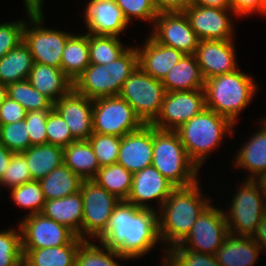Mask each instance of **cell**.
I'll return each mask as SVG.
<instances>
[{
	"label": "cell",
	"instance_id": "6",
	"mask_svg": "<svg viewBox=\"0 0 266 266\" xmlns=\"http://www.w3.org/2000/svg\"><path fill=\"white\" fill-rule=\"evenodd\" d=\"M151 165L176 187L191 186L200 180V170L188 157L176 131L159 130L153 126Z\"/></svg>",
	"mask_w": 266,
	"mask_h": 266
},
{
	"label": "cell",
	"instance_id": "12",
	"mask_svg": "<svg viewBox=\"0 0 266 266\" xmlns=\"http://www.w3.org/2000/svg\"><path fill=\"white\" fill-rule=\"evenodd\" d=\"M228 234L224 210L210 204L180 244L193 252L215 255Z\"/></svg>",
	"mask_w": 266,
	"mask_h": 266
},
{
	"label": "cell",
	"instance_id": "26",
	"mask_svg": "<svg viewBox=\"0 0 266 266\" xmlns=\"http://www.w3.org/2000/svg\"><path fill=\"white\" fill-rule=\"evenodd\" d=\"M166 92L204 89L205 79L195 54H185L162 80Z\"/></svg>",
	"mask_w": 266,
	"mask_h": 266
},
{
	"label": "cell",
	"instance_id": "48",
	"mask_svg": "<svg viewBox=\"0 0 266 266\" xmlns=\"http://www.w3.org/2000/svg\"><path fill=\"white\" fill-rule=\"evenodd\" d=\"M27 112L22 105L7 96L0 104V125L24 120Z\"/></svg>",
	"mask_w": 266,
	"mask_h": 266
},
{
	"label": "cell",
	"instance_id": "35",
	"mask_svg": "<svg viewBox=\"0 0 266 266\" xmlns=\"http://www.w3.org/2000/svg\"><path fill=\"white\" fill-rule=\"evenodd\" d=\"M96 245L91 240H83L75 256V266H121L116 260H127L114 249L102 243Z\"/></svg>",
	"mask_w": 266,
	"mask_h": 266
},
{
	"label": "cell",
	"instance_id": "14",
	"mask_svg": "<svg viewBox=\"0 0 266 266\" xmlns=\"http://www.w3.org/2000/svg\"><path fill=\"white\" fill-rule=\"evenodd\" d=\"M22 249L56 247L70 243L77 235L65 225L42 213L21 218Z\"/></svg>",
	"mask_w": 266,
	"mask_h": 266
},
{
	"label": "cell",
	"instance_id": "53",
	"mask_svg": "<svg viewBox=\"0 0 266 266\" xmlns=\"http://www.w3.org/2000/svg\"><path fill=\"white\" fill-rule=\"evenodd\" d=\"M193 5L215 7L220 9H231L230 0H190Z\"/></svg>",
	"mask_w": 266,
	"mask_h": 266
},
{
	"label": "cell",
	"instance_id": "4",
	"mask_svg": "<svg viewBox=\"0 0 266 266\" xmlns=\"http://www.w3.org/2000/svg\"><path fill=\"white\" fill-rule=\"evenodd\" d=\"M234 126L227 118L206 107L175 131L188 157L200 170L211 152L220 148L225 135L234 136Z\"/></svg>",
	"mask_w": 266,
	"mask_h": 266
},
{
	"label": "cell",
	"instance_id": "57",
	"mask_svg": "<svg viewBox=\"0 0 266 266\" xmlns=\"http://www.w3.org/2000/svg\"><path fill=\"white\" fill-rule=\"evenodd\" d=\"M261 4L266 8V0H260Z\"/></svg>",
	"mask_w": 266,
	"mask_h": 266
},
{
	"label": "cell",
	"instance_id": "3",
	"mask_svg": "<svg viewBox=\"0 0 266 266\" xmlns=\"http://www.w3.org/2000/svg\"><path fill=\"white\" fill-rule=\"evenodd\" d=\"M259 87L253 77L237 70L205 80L206 107L237 125L240 113L252 102Z\"/></svg>",
	"mask_w": 266,
	"mask_h": 266
},
{
	"label": "cell",
	"instance_id": "16",
	"mask_svg": "<svg viewBox=\"0 0 266 266\" xmlns=\"http://www.w3.org/2000/svg\"><path fill=\"white\" fill-rule=\"evenodd\" d=\"M149 34L156 42L173 47L184 54H195L199 38L185 13H160Z\"/></svg>",
	"mask_w": 266,
	"mask_h": 266
},
{
	"label": "cell",
	"instance_id": "8",
	"mask_svg": "<svg viewBox=\"0 0 266 266\" xmlns=\"http://www.w3.org/2000/svg\"><path fill=\"white\" fill-rule=\"evenodd\" d=\"M165 88L139 66L124 81L119 96L132 108L143 124H152L160 114Z\"/></svg>",
	"mask_w": 266,
	"mask_h": 266
},
{
	"label": "cell",
	"instance_id": "9",
	"mask_svg": "<svg viewBox=\"0 0 266 266\" xmlns=\"http://www.w3.org/2000/svg\"><path fill=\"white\" fill-rule=\"evenodd\" d=\"M26 15L28 19L23 29V41L28 46L33 61L61 68V56L72 33L45 27V15Z\"/></svg>",
	"mask_w": 266,
	"mask_h": 266
},
{
	"label": "cell",
	"instance_id": "15",
	"mask_svg": "<svg viewBox=\"0 0 266 266\" xmlns=\"http://www.w3.org/2000/svg\"><path fill=\"white\" fill-rule=\"evenodd\" d=\"M184 13L200 41L234 40L233 35L236 28L234 27L233 17L235 13L231 9L190 4Z\"/></svg>",
	"mask_w": 266,
	"mask_h": 266
},
{
	"label": "cell",
	"instance_id": "32",
	"mask_svg": "<svg viewBox=\"0 0 266 266\" xmlns=\"http://www.w3.org/2000/svg\"><path fill=\"white\" fill-rule=\"evenodd\" d=\"M33 63L28 46L20 42L0 59V82L9 85L28 79Z\"/></svg>",
	"mask_w": 266,
	"mask_h": 266
},
{
	"label": "cell",
	"instance_id": "46",
	"mask_svg": "<svg viewBox=\"0 0 266 266\" xmlns=\"http://www.w3.org/2000/svg\"><path fill=\"white\" fill-rule=\"evenodd\" d=\"M26 20L0 23V59L23 41Z\"/></svg>",
	"mask_w": 266,
	"mask_h": 266
},
{
	"label": "cell",
	"instance_id": "40",
	"mask_svg": "<svg viewBox=\"0 0 266 266\" xmlns=\"http://www.w3.org/2000/svg\"><path fill=\"white\" fill-rule=\"evenodd\" d=\"M165 266H220L215 255L193 252L181 244L166 251Z\"/></svg>",
	"mask_w": 266,
	"mask_h": 266
},
{
	"label": "cell",
	"instance_id": "10",
	"mask_svg": "<svg viewBox=\"0 0 266 266\" xmlns=\"http://www.w3.org/2000/svg\"><path fill=\"white\" fill-rule=\"evenodd\" d=\"M80 192L83 199L81 239L94 242L106 229L120 200L93 180H83Z\"/></svg>",
	"mask_w": 266,
	"mask_h": 266
},
{
	"label": "cell",
	"instance_id": "24",
	"mask_svg": "<svg viewBox=\"0 0 266 266\" xmlns=\"http://www.w3.org/2000/svg\"><path fill=\"white\" fill-rule=\"evenodd\" d=\"M261 251L252 237L229 233L215 257L220 266H254L260 259Z\"/></svg>",
	"mask_w": 266,
	"mask_h": 266
},
{
	"label": "cell",
	"instance_id": "52",
	"mask_svg": "<svg viewBox=\"0 0 266 266\" xmlns=\"http://www.w3.org/2000/svg\"><path fill=\"white\" fill-rule=\"evenodd\" d=\"M26 13L30 15H44V0H23Z\"/></svg>",
	"mask_w": 266,
	"mask_h": 266
},
{
	"label": "cell",
	"instance_id": "34",
	"mask_svg": "<svg viewBox=\"0 0 266 266\" xmlns=\"http://www.w3.org/2000/svg\"><path fill=\"white\" fill-rule=\"evenodd\" d=\"M133 174L121 164L101 167L92 179L119 200H127L131 191Z\"/></svg>",
	"mask_w": 266,
	"mask_h": 266
},
{
	"label": "cell",
	"instance_id": "2",
	"mask_svg": "<svg viewBox=\"0 0 266 266\" xmlns=\"http://www.w3.org/2000/svg\"><path fill=\"white\" fill-rule=\"evenodd\" d=\"M199 181L191 186L176 187L157 211L158 230L164 264L166 251L180 244L190 233L202 212L211 204Z\"/></svg>",
	"mask_w": 266,
	"mask_h": 266
},
{
	"label": "cell",
	"instance_id": "43",
	"mask_svg": "<svg viewBox=\"0 0 266 266\" xmlns=\"http://www.w3.org/2000/svg\"><path fill=\"white\" fill-rule=\"evenodd\" d=\"M30 181L33 180L25 156L21 152L13 153L9 166L0 180V190L2 186L12 189Z\"/></svg>",
	"mask_w": 266,
	"mask_h": 266
},
{
	"label": "cell",
	"instance_id": "17",
	"mask_svg": "<svg viewBox=\"0 0 266 266\" xmlns=\"http://www.w3.org/2000/svg\"><path fill=\"white\" fill-rule=\"evenodd\" d=\"M175 188L171 181L151 165L133 174L131 191L126 201L139 208L159 210ZM148 201L158 204L154 207Z\"/></svg>",
	"mask_w": 266,
	"mask_h": 266
},
{
	"label": "cell",
	"instance_id": "42",
	"mask_svg": "<svg viewBox=\"0 0 266 266\" xmlns=\"http://www.w3.org/2000/svg\"><path fill=\"white\" fill-rule=\"evenodd\" d=\"M0 142L14 153L23 152L30 147L27 124L24 120L0 125Z\"/></svg>",
	"mask_w": 266,
	"mask_h": 266
},
{
	"label": "cell",
	"instance_id": "23",
	"mask_svg": "<svg viewBox=\"0 0 266 266\" xmlns=\"http://www.w3.org/2000/svg\"><path fill=\"white\" fill-rule=\"evenodd\" d=\"M261 122V123H260ZM260 129L249 136L247 142L239 148L232 161L235 169L246 170L244 179L259 180L266 174V117L259 120Z\"/></svg>",
	"mask_w": 266,
	"mask_h": 266
},
{
	"label": "cell",
	"instance_id": "50",
	"mask_svg": "<svg viewBox=\"0 0 266 266\" xmlns=\"http://www.w3.org/2000/svg\"><path fill=\"white\" fill-rule=\"evenodd\" d=\"M156 11L160 13H184L190 0H153Z\"/></svg>",
	"mask_w": 266,
	"mask_h": 266
},
{
	"label": "cell",
	"instance_id": "19",
	"mask_svg": "<svg viewBox=\"0 0 266 266\" xmlns=\"http://www.w3.org/2000/svg\"><path fill=\"white\" fill-rule=\"evenodd\" d=\"M68 125L72 137L88 140L93 134V100L72 89L54 103L53 107Z\"/></svg>",
	"mask_w": 266,
	"mask_h": 266
},
{
	"label": "cell",
	"instance_id": "11",
	"mask_svg": "<svg viewBox=\"0 0 266 266\" xmlns=\"http://www.w3.org/2000/svg\"><path fill=\"white\" fill-rule=\"evenodd\" d=\"M143 122L119 95L93 100V133L123 137Z\"/></svg>",
	"mask_w": 266,
	"mask_h": 266
},
{
	"label": "cell",
	"instance_id": "30",
	"mask_svg": "<svg viewBox=\"0 0 266 266\" xmlns=\"http://www.w3.org/2000/svg\"><path fill=\"white\" fill-rule=\"evenodd\" d=\"M64 164L82 180H92L100 169L88 140H78L63 148Z\"/></svg>",
	"mask_w": 266,
	"mask_h": 266
},
{
	"label": "cell",
	"instance_id": "51",
	"mask_svg": "<svg viewBox=\"0 0 266 266\" xmlns=\"http://www.w3.org/2000/svg\"><path fill=\"white\" fill-rule=\"evenodd\" d=\"M252 239L258 244L261 248L262 253H266V215L263 217L261 222L257 225L255 234L252 236Z\"/></svg>",
	"mask_w": 266,
	"mask_h": 266
},
{
	"label": "cell",
	"instance_id": "39",
	"mask_svg": "<svg viewBox=\"0 0 266 266\" xmlns=\"http://www.w3.org/2000/svg\"><path fill=\"white\" fill-rule=\"evenodd\" d=\"M17 227L0 230V266H23L22 234Z\"/></svg>",
	"mask_w": 266,
	"mask_h": 266
},
{
	"label": "cell",
	"instance_id": "45",
	"mask_svg": "<svg viewBox=\"0 0 266 266\" xmlns=\"http://www.w3.org/2000/svg\"><path fill=\"white\" fill-rule=\"evenodd\" d=\"M47 144L67 147L70 143L76 141L63 120L61 115L53 108L49 111L46 121Z\"/></svg>",
	"mask_w": 266,
	"mask_h": 266
},
{
	"label": "cell",
	"instance_id": "29",
	"mask_svg": "<svg viewBox=\"0 0 266 266\" xmlns=\"http://www.w3.org/2000/svg\"><path fill=\"white\" fill-rule=\"evenodd\" d=\"M89 65L88 33H72L61 56V69L74 82Z\"/></svg>",
	"mask_w": 266,
	"mask_h": 266
},
{
	"label": "cell",
	"instance_id": "13",
	"mask_svg": "<svg viewBox=\"0 0 266 266\" xmlns=\"http://www.w3.org/2000/svg\"><path fill=\"white\" fill-rule=\"evenodd\" d=\"M206 108L204 89L166 92L160 114L151 124L159 130H177Z\"/></svg>",
	"mask_w": 266,
	"mask_h": 266
},
{
	"label": "cell",
	"instance_id": "37",
	"mask_svg": "<svg viewBox=\"0 0 266 266\" xmlns=\"http://www.w3.org/2000/svg\"><path fill=\"white\" fill-rule=\"evenodd\" d=\"M7 96L22 105L27 111L52 110L54 103L36 90L28 79L7 85Z\"/></svg>",
	"mask_w": 266,
	"mask_h": 266
},
{
	"label": "cell",
	"instance_id": "18",
	"mask_svg": "<svg viewBox=\"0 0 266 266\" xmlns=\"http://www.w3.org/2000/svg\"><path fill=\"white\" fill-rule=\"evenodd\" d=\"M234 43V40L199 41L195 56L205 80L240 68Z\"/></svg>",
	"mask_w": 266,
	"mask_h": 266
},
{
	"label": "cell",
	"instance_id": "47",
	"mask_svg": "<svg viewBox=\"0 0 266 266\" xmlns=\"http://www.w3.org/2000/svg\"><path fill=\"white\" fill-rule=\"evenodd\" d=\"M50 110L28 111L24 121L30 139V146L47 144L46 121Z\"/></svg>",
	"mask_w": 266,
	"mask_h": 266
},
{
	"label": "cell",
	"instance_id": "20",
	"mask_svg": "<svg viewBox=\"0 0 266 266\" xmlns=\"http://www.w3.org/2000/svg\"><path fill=\"white\" fill-rule=\"evenodd\" d=\"M153 159V126L144 124L121 137L118 164L132 174L151 166Z\"/></svg>",
	"mask_w": 266,
	"mask_h": 266
},
{
	"label": "cell",
	"instance_id": "5",
	"mask_svg": "<svg viewBox=\"0 0 266 266\" xmlns=\"http://www.w3.org/2000/svg\"><path fill=\"white\" fill-rule=\"evenodd\" d=\"M138 66L136 46L109 64H90L73 82V89L89 99L118 96L124 81Z\"/></svg>",
	"mask_w": 266,
	"mask_h": 266
},
{
	"label": "cell",
	"instance_id": "38",
	"mask_svg": "<svg viewBox=\"0 0 266 266\" xmlns=\"http://www.w3.org/2000/svg\"><path fill=\"white\" fill-rule=\"evenodd\" d=\"M10 194L16 206L29 210L24 217L41 213L46 202L40 183L35 180L10 189Z\"/></svg>",
	"mask_w": 266,
	"mask_h": 266
},
{
	"label": "cell",
	"instance_id": "41",
	"mask_svg": "<svg viewBox=\"0 0 266 266\" xmlns=\"http://www.w3.org/2000/svg\"><path fill=\"white\" fill-rule=\"evenodd\" d=\"M88 141L93 147L100 168L117 163L121 137L93 133Z\"/></svg>",
	"mask_w": 266,
	"mask_h": 266
},
{
	"label": "cell",
	"instance_id": "28",
	"mask_svg": "<svg viewBox=\"0 0 266 266\" xmlns=\"http://www.w3.org/2000/svg\"><path fill=\"white\" fill-rule=\"evenodd\" d=\"M83 241L76 236L70 243L40 249H22L23 266H75V256Z\"/></svg>",
	"mask_w": 266,
	"mask_h": 266
},
{
	"label": "cell",
	"instance_id": "56",
	"mask_svg": "<svg viewBox=\"0 0 266 266\" xmlns=\"http://www.w3.org/2000/svg\"><path fill=\"white\" fill-rule=\"evenodd\" d=\"M259 182L261 183L264 192V197L266 199V174L259 179Z\"/></svg>",
	"mask_w": 266,
	"mask_h": 266
},
{
	"label": "cell",
	"instance_id": "33",
	"mask_svg": "<svg viewBox=\"0 0 266 266\" xmlns=\"http://www.w3.org/2000/svg\"><path fill=\"white\" fill-rule=\"evenodd\" d=\"M82 179L64 163L39 180L46 201L64 198L80 191Z\"/></svg>",
	"mask_w": 266,
	"mask_h": 266
},
{
	"label": "cell",
	"instance_id": "36",
	"mask_svg": "<svg viewBox=\"0 0 266 266\" xmlns=\"http://www.w3.org/2000/svg\"><path fill=\"white\" fill-rule=\"evenodd\" d=\"M90 64H109L121 56L128 48L120 37L88 33ZM127 46V47H126Z\"/></svg>",
	"mask_w": 266,
	"mask_h": 266
},
{
	"label": "cell",
	"instance_id": "44",
	"mask_svg": "<svg viewBox=\"0 0 266 266\" xmlns=\"http://www.w3.org/2000/svg\"><path fill=\"white\" fill-rule=\"evenodd\" d=\"M123 12L127 22L132 23V18L143 20L152 24L158 16L153 0H115Z\"/></svg>",
	"mask_w": 266,
	"mask_h": 266
},
{
	"label": "cell",
	"instance_id": "7",
	"mask_svg": "<svg viewBox=\"0 0 266 266\" xmlns=\"http://www.w3.org/2000/svg\"><path fill=\"white\" fill-rule=\"evenodd\" d=\"M229 208L224 210L231 234L252 237L257 225L266 215V199L259 180L245 179L232 195Z\"/></svg>",
	"mask_w": 266,
	"mask_h": 266
},
{
	"label": "cell",
	"instance_id": "49",
	"mask_svg": "<svg viewBox=\"0 0 266 266\" xmlns=\"http://www.w3.org/2000/svg\"><path fill=\"white\" fill-rule=\"evenodd\" d=\"M230 7L235 13V17H249L257 12V14L266 16V8L260 0H230Z\"/></svg>",
	"mask_w": 266,
	"mask_h": 266
},
{
	"label": "cell",
	"instance_id": "31",
	"mask_svg": "<svg viewBox=\"0 0 266 266\" xmlns=\"http://www.w3.org/2000/svg\"><path fill=\"white\" fill-rule=\"evenodd\" d=\"M21 153L25 156L30 175L35 181L41 180L64 163L63 148L52 144L32 145Z\"/></svg>",
	"mask_w": 266,
	"mask_h": 266
},
{
	"label": "cell",
	"instance_id": "21",
	"mask_svg": "<svg viewBox=\"0 0 266 266\" xmlns=\"http://www.w3.org/2000/svg\"><path fill=\"white\" fill-rule=\"evenodd\" d=\"M84 8L87 33L119 37L129 25L115 0H88Z\"/></svg>",
	"mask_w": 266,
	"mask_h": 266
},
{
	"label": "cell",
	"instance_id": "55",
	"mask_svg": "<svg viewBox=\"0 0 266 266\" xmlns=\"http://www.w3.org/2000/svg\"><path fill=\"white\" fill-rule=\"evenodd\" d=\"M7 97V85L0 82V104Z\"/></svg>",
	"mask_w": 266,
	"mask_h": 266
},
{
	"label": "cell",
	"instance_id": "25",
	"mask_svg": "<svg viewBox=\"0 0 266 266\" xmlns=\"http://www.w3.org/2000/svg\"><path fill=\"white\" fill-rule=\"evenodd\" d=\"M28 81L36 90L47 96L53 103L73 89V82L61 68L37 62L33 63Z\"/></svg>",
	"mask_w": 266,
	"mask_h": 266
},
{
	"label": "cell",
	"instance_id": "27",
	"mask_svg": "<svg viewBox=\"0 0 266 266\" xmlns=\"http://www.w3.org/2000/svg\"><path fill=\"white\" fill-rule=\"evenodd\" d=\"M41 213L65 225L81 238L83 199L80 191L64 198L46 201Z\"/></svg>",
	"mask_w": 266,
	"mask_h": 266
},
{
	"label": "cell",
	"instance_id": "54",
	"mask_svg": "<svg viewBox=\"0 0 266 266\" xmlns=\"http://www.w3.org/2000/svg\"><path fill=\"white\" fill-rule=\"evenodd\" d=\"M14 152L8 150L1 142H0V180L9 166L12 155Z\"/></svg>",
	"mask_w": 266,
	"mask_h": 266
},
{
	"label": "cell",
	"instance_id": "22",
	"mask_svg": "<svg viewBox=\"0 0 266 266\" xmlns=\"http://www.w3.org/2000/svg\"><path fill=\"white\" fill-rule=\"evenodd\" d=\"M144 41V45L136 47L138 66L153 78L162 81L185 54L173 47L156 42L150 35H147Z\"/></svg>",
	"mask_w": 266,
	"mask_h": 266
},
{
	"label": "cell",
	"instance_id": "1",
	"mask_svg": "<svg viewBox=\"0 0 266 266\" xmlns=\"http://www.w3.org/2000/svg\"><path fill=\"white\" fill-rule=\"evenodd\" d=\"M96 240L128 260L141 259L161 243L157 211L120 200L106 229Z\"/></svg>",
	"mask_w": 266,
	"mask_h": 266
}]
</instances>
